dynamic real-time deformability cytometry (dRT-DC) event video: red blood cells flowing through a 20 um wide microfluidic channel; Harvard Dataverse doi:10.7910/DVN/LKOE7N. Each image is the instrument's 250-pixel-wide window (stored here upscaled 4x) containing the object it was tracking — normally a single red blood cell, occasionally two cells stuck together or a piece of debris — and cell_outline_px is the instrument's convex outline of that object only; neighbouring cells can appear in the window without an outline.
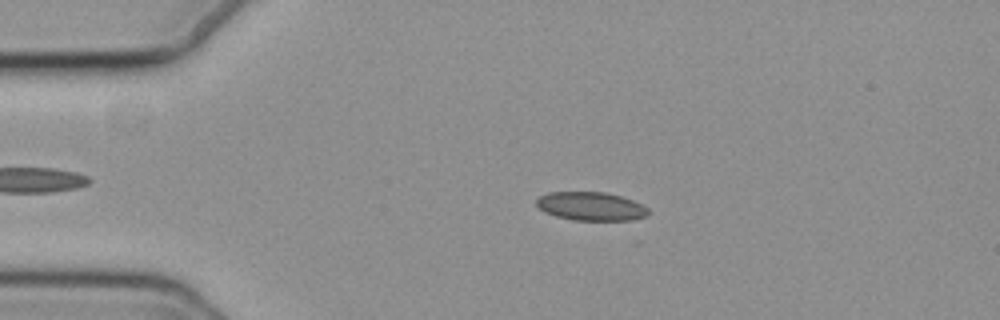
{"species": "common noctule bat (a hibernating species)", "species_latin": "Nyctalus noctula", "temperature_condition": "cold", "stored_images_in_passage": 56, "camera_frame_rate_fps": 3000, "um_per_image_px": 0.085, "animal": {"sex": "female", "body_mass_g": 19.3, "forearm_length_mm": 54.1}, "frame": {"image": 1, "passage_image": 12, "time_ms": 3.667, "image_size_px": [1000, 320], "cell_outline_px": [[652, 212], [648, 216], [632, 220], [572, 220], [556, 216], [544, 212], [536, 204], [536, 200], [540, 196], [548, 192], [604, 192], [620, 196], [632, 200], [648, 208]], "centroid_in_image_um": [50.25, 17.54], "position_along_channel_um": 34.8, "area_um2": 18.67}}
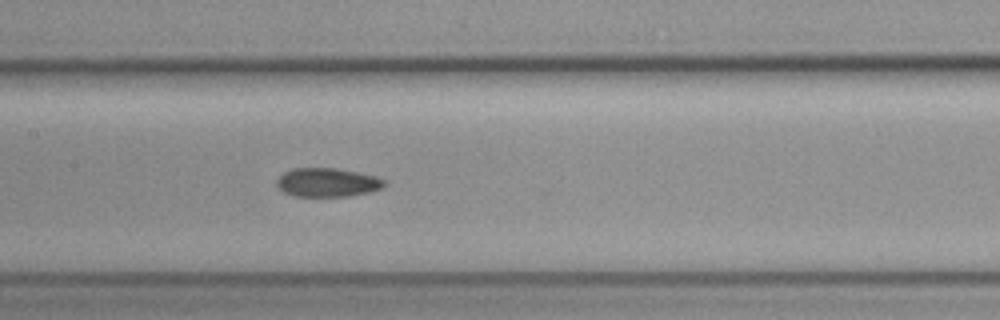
{"frame": {"image": 2, "passage_image": 27, "time_ms": 8.667, "image_size_px": [1000, 320], "cell_outline_px": [[384, 188], [368, 192], [348, 196], [292, 196], [284, 192], [276, 184], [276, 180], [284, 172], [292, 168], [336, 168], [376, 176], [384, 180]], "centroid_in_image_um": [27.81, 15.5], "position_along_channel_um": 179.6, "area_um2": 17.98}}
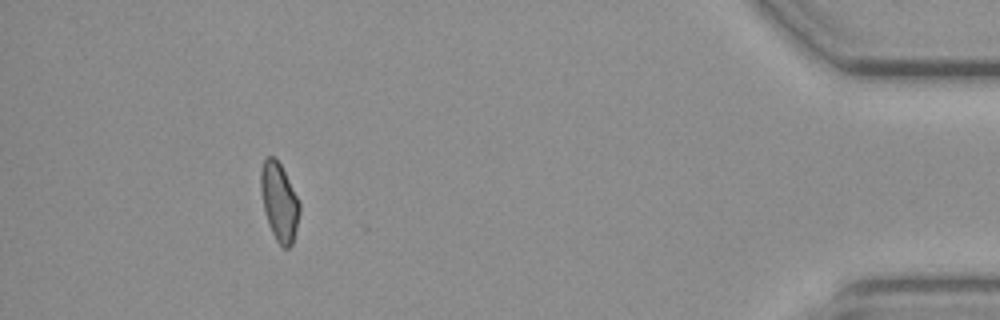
{"frame": {"image": 3, "passage_image": 51, "time_ms": 16.667, "image_size_px": [1000, 320], "cell_outline_px": [[300, 212], [292, 244], [288, 248], [284, 248], [276, 240], [268, 224], [260, 192], [260, 168], [264, 156], [276, 156], [300, 204]], "centroid_in_image_um": [23.7, 17.11], "position_along_channel_um": 411.5, "area_um2": 17.57}, "authors_computed_cell_mechanics": {"area_um2": 18.4382, "velocity_mm_per_s": 3.7232, "shape_relaxation_time_tau1_ms": null, "shape_relaxation_time_tau2_ms": 6.1309, "deformation_change_tau1": null, "deformation_change_tau2": 0.1182}}